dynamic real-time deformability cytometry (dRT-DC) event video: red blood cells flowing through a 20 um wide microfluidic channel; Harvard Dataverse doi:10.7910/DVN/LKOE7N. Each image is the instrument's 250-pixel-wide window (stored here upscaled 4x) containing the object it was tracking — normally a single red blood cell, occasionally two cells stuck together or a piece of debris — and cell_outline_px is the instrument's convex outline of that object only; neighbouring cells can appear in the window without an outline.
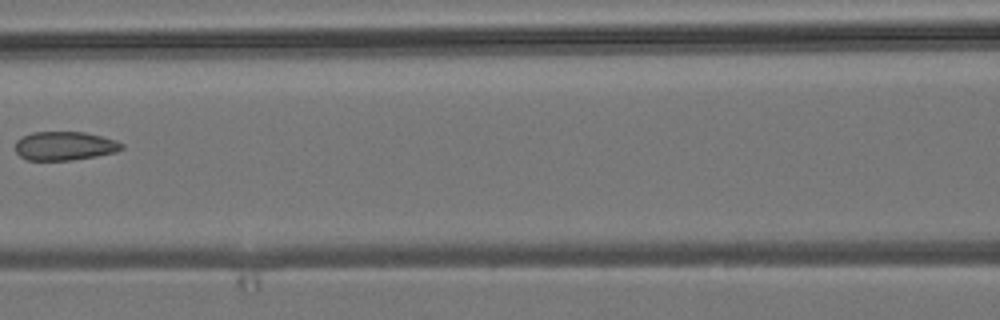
{"species": "common noctule bat (a hibernating species)", "species_latin": "Nyctalus noctula", "temperature_condition": "room temperature", "stored_images_in_passage": 4, "camera_frame_rate_fps": 3000, "um_per_image_px": 0.085, "animal": {"sex": "male", "body_mass_g": 19.2, "forearm_length_mm": 51.8}, "frame": {"image": 1, "passage_image": 4, "time_ms": 3.333, "image_size_px": [1000, 320], "cell_outline_px": [[124, 148], [116, 152], [96, 156], [72, 160], [28, 160], [20, 156], [16, 152], [16, 140], [32, 132], [84, 132], [116, 140], [124, 144]], "centroid_in_image_um": [5.51, 12.4], "position_along_channel_um": 161.1, "area_um2": 17.8}}